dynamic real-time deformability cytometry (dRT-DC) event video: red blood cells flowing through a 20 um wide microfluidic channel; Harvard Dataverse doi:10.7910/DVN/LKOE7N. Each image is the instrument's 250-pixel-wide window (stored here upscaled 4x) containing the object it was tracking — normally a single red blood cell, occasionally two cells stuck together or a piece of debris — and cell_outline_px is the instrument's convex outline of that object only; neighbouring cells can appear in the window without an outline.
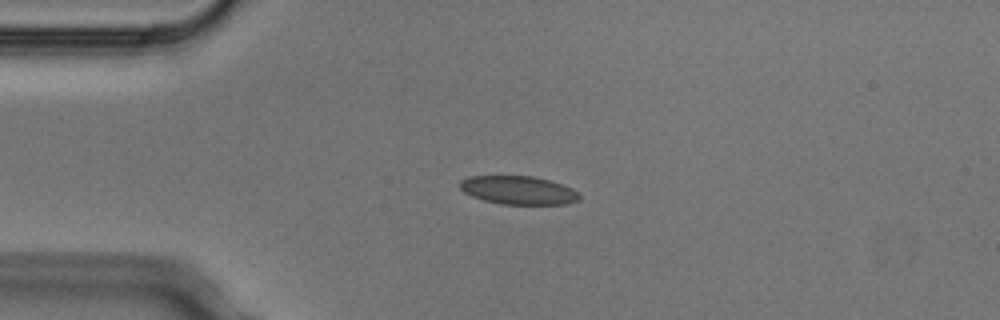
{"species": "Egyptian fruit bat (a non-hibernating species)", "species_latin": "Rousettus aegyptiacus", "temperature_condition": "cold", "stored_images_in_passage": 7, "camera_frame_rate_fps": 3000, "um_per_image_px": 0.085, "animal": {"sex": "male"}, "frame": {"image": 1, "passage_image": 3, "time_ms": 0.667, "image_size_px": [1000, 320], "cell_outline_px": [[580, 200], [568, 204], [500, 204], [484, 200], [472, 196], [464, 192], [460, 188], [460, 180], [468, 176], [532, 176], [548, 180], [572, 188], [580, 196]], "centroid_in_image_um": [44.05, 16.17], "position_along_channel_um": 41.0, "area_um2": 19.71}}
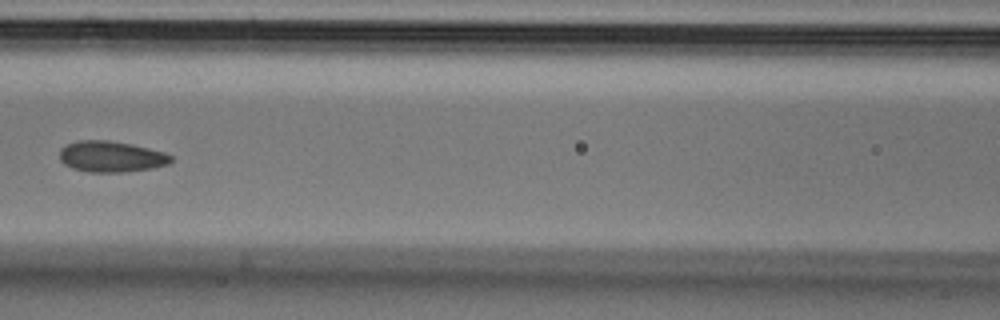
{"frame": {"image": 2, "passage_image": 6, "time_ms": 1.667, "image_size_px": [1000, 320], "cell_outline_px": [[172, 160], [168, 164], [152, 168], [120, 172], [88, 172], [72, 168], [64, 164], [60, 160], [60, 148], [64, 144], [76, 140], [108, 140], [132, 144], [164, 152], [172, 156]], "centroid_in_image_um": [9.4, 13.3], "position_along_channel_um": 157.2, "area_um2": 20.23}}
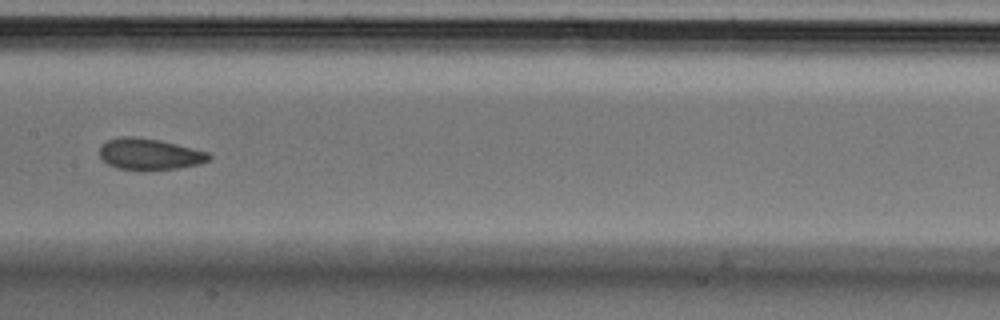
{"frame": {"image": 3, "passage_image": 7, "time_ms": 2.0, "image_size_px": [1000, 320], "cell_outline_px": [[212, 156], [208, 160], [200, 164], [180, 168], [116, 168], [108, 164], [100, 156], [100, 144], [108, 140], [120, 136], [132, 136], [160, 140], [208, 152]], "centroid_in_image_um": [12.7, 13.07], "position_along_channel_um": 194.7, "area_um2": 19.48}}